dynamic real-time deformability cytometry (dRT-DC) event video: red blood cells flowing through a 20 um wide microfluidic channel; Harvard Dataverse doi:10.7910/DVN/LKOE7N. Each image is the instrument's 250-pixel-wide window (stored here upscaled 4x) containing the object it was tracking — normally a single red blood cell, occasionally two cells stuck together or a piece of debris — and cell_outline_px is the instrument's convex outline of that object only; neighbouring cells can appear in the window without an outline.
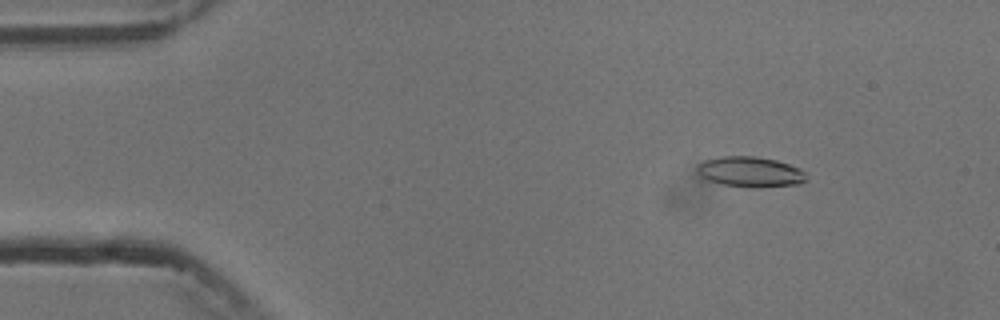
{"species": "common noctule bat (a hibernating species)", "species_latin": "Nyctalus noctula", "temperature_condition": "cold", "stored_images_in_passage": 6, "camera_frame_rate_fps": 3000, "um_per_image_px": 0.085, "animal": {"sex": "male", "body_mass_g": 13.3}, "frame": {"image": 1, "passage_image": 1, "time_ms": 0.0, "image_size_px": [1000, 320], "cell_outline_px": [[808, 180], [800, 184], [760, 188], [752, 188], [724, 184], [708, 180], [700, 176], [696, 168], [696, 164], [704, 160], [720, 156], [756, 156], [776, 160], [800, 168], [804, 172]], "centroid_in_image_um": [63.78, 14.61], "position_along_channel_um": 21.2, "area_um2": 19.59}}
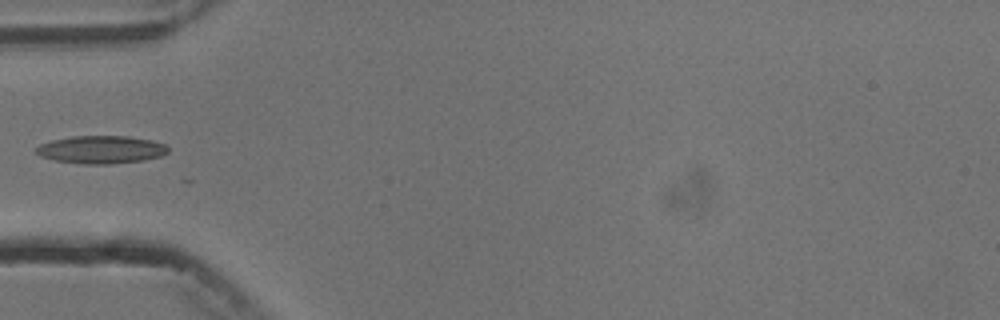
{"frame": {"image": 2, "passage_image": 4, "time_ms": 3.667, "image_size_px": [1000, 320], "cell_outline_px": [[168, 152], [160, 156], [144, 160], [108, 164], [84, 164], [56, 160], [40, 156], [36, 152], [36, 148], [40, 144], [52, 140], [72, 136], [128, 136], [152, 140], [164, 144], [168, 148]], "centroid_in_image_um": [8.6, 12.71], "position_along_channel_um": 76.4, "area_um2": 21.27}}
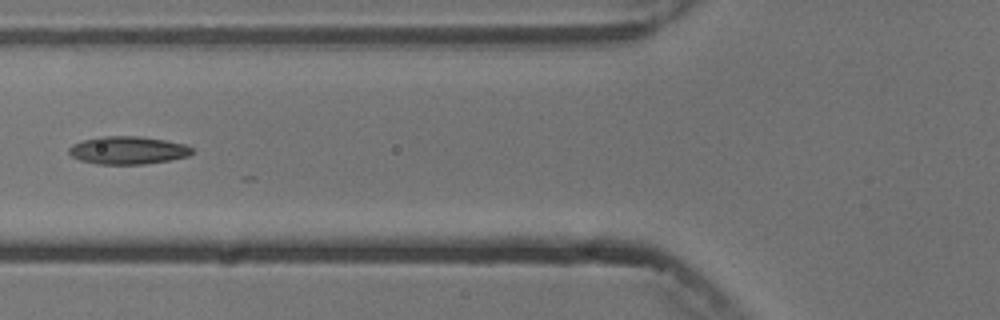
{"frame": {"image": 3, "passage_image": 5, "time_ms": 4.667, "image_size_px": [1000, 320], "cell_outline_px": [[192, 152], [188, 156], [168, 160], [144, 164], [96, 164], [80, 160], [72, 156], [68, 152], [68, 148], [72, 144], [84, 140], [100, 136], [140, 136], [164, 140], [184, 144], [192, 148]], "centroid_in_image_um": [10.83, 12.77], "position_along_channel_um": 115.0, "area_um2": 19.88}}